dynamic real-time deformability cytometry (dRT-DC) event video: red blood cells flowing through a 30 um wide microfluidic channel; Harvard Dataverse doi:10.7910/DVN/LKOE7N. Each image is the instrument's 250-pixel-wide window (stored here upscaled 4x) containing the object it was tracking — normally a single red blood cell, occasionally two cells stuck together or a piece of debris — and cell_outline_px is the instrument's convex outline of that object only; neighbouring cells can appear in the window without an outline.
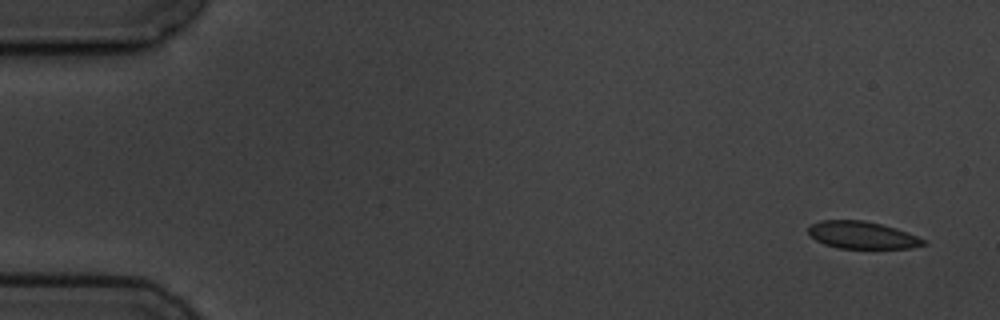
{"species": "common noctule bat (a hibernating species)", "species_latin": "Nyctalus noctula", "temperature_condition": "cold", "stored_images_in_passage": 6, "camera_frame_rate_fps": 3000, "um_per_image_px": 0.085, "animal": {"sex": "male", "body_mass_g": 19.5, "forearm_length_mm": 54.6}, "frame": {"image": 1, "passage_image": 1, "time_ms": 0.0, "image_size_px": [1000, 320], "cell_outline_px": [[928, 244], [912, 248], [840, 248], [824, 244], [816, 240], [808, 232], [808, 228], [812, 224], [820, 220], [864, 220], [896, 228], [908, 232], [928, 240]], "centroid_in_image_um": [73.34, 19.98], "position_along_channel_um": 11.7, "area_um2": 18.38}}
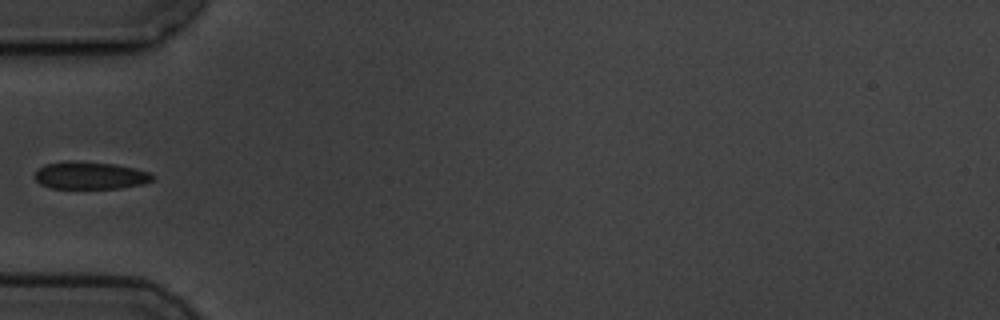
{"frame": {"image": 2, "passage_image": 5, "time_ms": 5.333, "image_size_px": [1000, 320], "cell_outline_px": [[156, 180], [144, 184], [120, 188], [52, 188], [40, 184], [32, 176], [44, 164], [64, 160], [76, 160], [116, 164], [148, 172], [156, 176]], "centroid_in_image_um": [7.66, 14.9], "position_along_channel_um": 77.3, "area_um2": 19.19}}
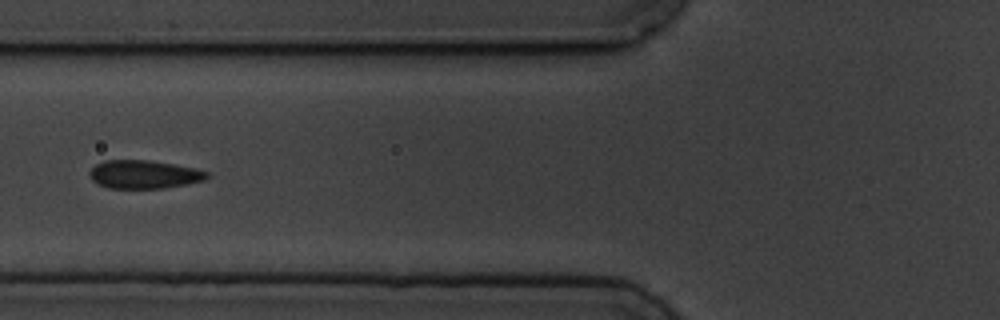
{"frame": {"image": 3, "passage_image": 6, "time_ms": 6.333, "image_size_px": [1000, 320], "cell_outline_px": [[208, 176], [204, 180], [188, 184], [164, 188], [108, 188], [92, 180], [88, 176], [88, 172], [96, 164], [104, 160], [148, 160], [196, 168], [208, 172]], "centroid_in_image_um": [12.22, 14.82], "position_along_channel_um": 113.6, "area_um2": 19.36}}